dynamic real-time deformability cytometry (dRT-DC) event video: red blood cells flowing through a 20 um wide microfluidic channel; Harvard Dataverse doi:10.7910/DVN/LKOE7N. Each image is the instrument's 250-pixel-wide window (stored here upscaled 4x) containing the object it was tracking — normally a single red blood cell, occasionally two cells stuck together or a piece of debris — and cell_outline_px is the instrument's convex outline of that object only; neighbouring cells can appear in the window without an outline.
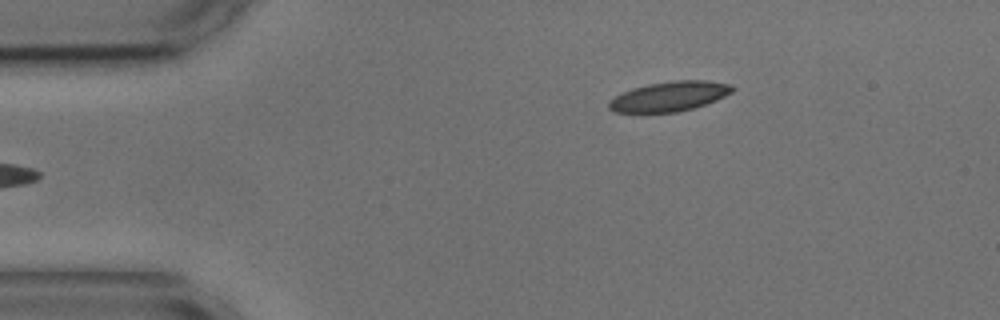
{"species": "common noctule bat (a hibernating species)", "species_latin": "Nyctalus noctula", "temperature_condition": "cold", "stored_images_in_passage": 4, "camera_frame_rate_fps": 3000, "um_per_image_px": 0.085, "animal": {"sex": "male", "body_mass_g": 17.9, "forearm_length_mm": 54.2}, "frame": {"image": 1, "passage_image": 4, "time_ms": 3.667, "image_size_px": [1000, 320], "cell_outline_px": [[736, 88], [732, 92], [716, 100], [692, 108], [676, 112], [612, 112], [608, 108], [608, 104], [616, 96], [632, 88], [648, 84], [676, 80], [708, 80], [732, 84]], "centroid_in_image_um": [56.93, 8.18], "position_along_channel_um": 28.1, "area_um2": 21.27}}